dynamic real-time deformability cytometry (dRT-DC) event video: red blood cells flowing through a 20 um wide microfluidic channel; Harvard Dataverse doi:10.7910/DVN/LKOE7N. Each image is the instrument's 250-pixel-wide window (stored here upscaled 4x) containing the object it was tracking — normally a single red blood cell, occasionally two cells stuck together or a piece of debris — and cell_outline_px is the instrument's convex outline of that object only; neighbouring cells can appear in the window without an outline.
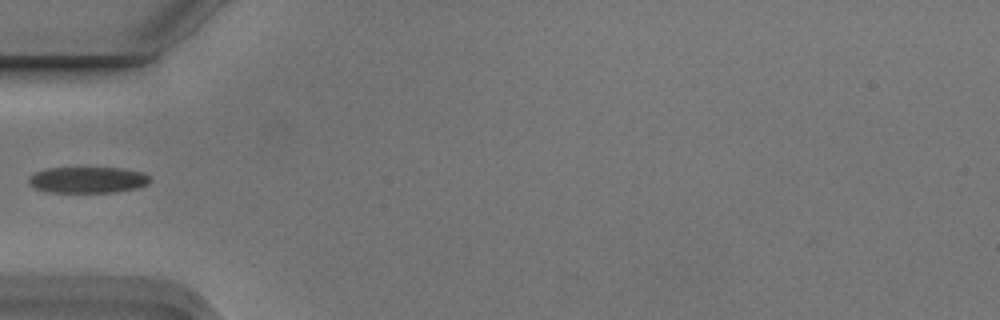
{"species": "Egyptian fruit bat (a non-hibernating species)", "species_latin": "Rousettus aegyptiacus", "temperature_condition": "cold", "stored_images_in_passage": 2, "camera_frame_rate_fps": 3000, "um_per_image_px": 0.085, "animal": {"sex": "male"}, "frame": {"image": 1, "passage_image": 1, "time_ms": 0.0, "image_size_px": [1000, 320], "cell_outline_px": [[152, 180], [148, 184], [136, 188], [116, 192], [48, 192], [36, 188], [28, 184], [28, 176], [36, 172], [48, 168], [120, 168], [144, 172]], "centroid_in_image_um": [7.46, 15.29], "position_along_channel_um": 77.5, "area_um2": 18.55}}
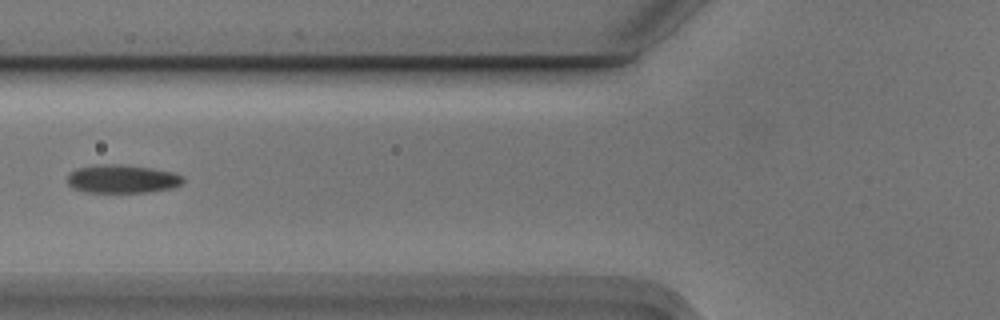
{"frame": {"image": 2, "passage_image": 2, "time_ms": 0.333, "image_size_px": [1000, 320], "cell_outline_px": [[184, 180], [180, 184], [172, 188], [148, 192], [84, 192], [72, 188], [68, 184], [68, 172], [76, 168], [96, 164], [120, 164], [152, 168], [172, 172], [184, 176]], "centroid_in_image_um": [10.35, 15.2], "position_along_channel_um": 115.5, "area_um2": 19.31}}